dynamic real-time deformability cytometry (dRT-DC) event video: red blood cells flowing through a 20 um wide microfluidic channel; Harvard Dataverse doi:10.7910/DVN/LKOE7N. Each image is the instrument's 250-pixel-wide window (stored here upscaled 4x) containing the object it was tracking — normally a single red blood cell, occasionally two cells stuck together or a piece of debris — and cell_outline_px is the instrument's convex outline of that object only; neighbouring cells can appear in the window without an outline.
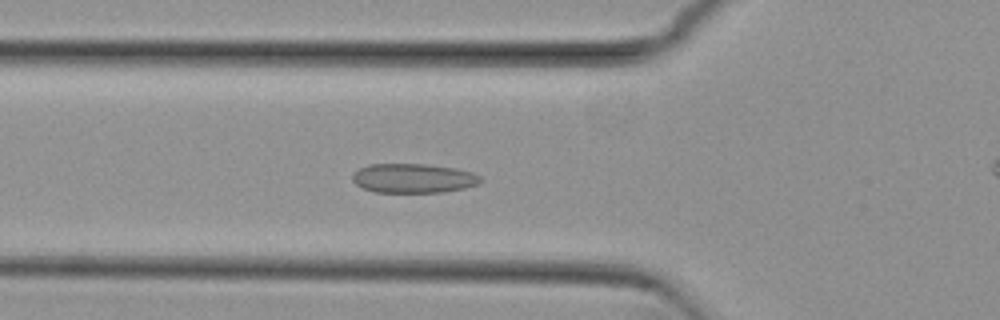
{"species": "common noctule bat (a hibernating species)", "species_latin": "Nyctalus noctula", "temperature_condition": "cold", "stored_images_in_passage": 52, "camera_frame_rate_fps": 3000, "um_per_image_px": 0.085, "animal": {"sex": "female", "body_mass_g": 29.2, "forearm_length_mm": 56.3}, "frame": {"image": 1, "passage_image": 16, "time_ms": 5.0, "image_size_px": [1000, 320], "cell_outline_px": [[484, 180], [480, 184], [464, 188], [444, 192], [376, 192], [364, 188], [356, 184], [352, 180], [352, 172], [368, 164], [428, 164], [456, 168], [472, 172], [480, 176]], "centroid_in_image_um": [35.16, 15.14], "position_along_channel_um": 90.6, "area_um2": 22.08}}
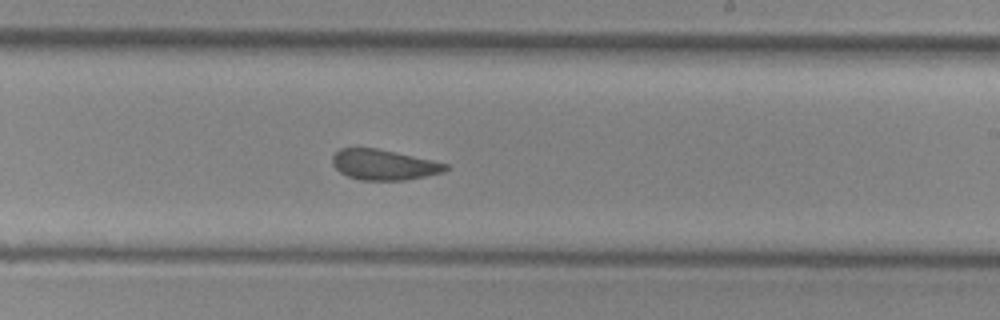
{"frame": {"image": 2, "passage_image": 29, "time_ms": 9.333, "image_size_px": [1000, 320], "cell_outline_px": [[448, 168], [444, 172], [404, 180], [360, 180], [348, 176], [340, 172], [332, 164], [332, 156], [340, 148], [376, 148], [432, 160], [448, 164]], "centroid_in_image_um": [32.6, 14.0], "position_along_channel_um": 256.4, "area_um2": 19.88}}
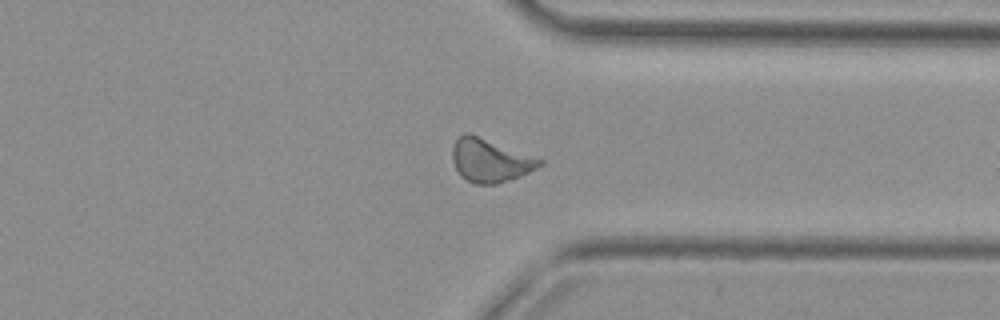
{"frame": {"image": 3, "passage_image": 38, "time_ms": 12.333, "image_size_px": [1000, 320], "cell_outline_px": [[544, 164], [520, 176], [496, 184], [476, 184], [460, 176], [452, 160], [452, 148], [456, 140], [464, 132], [468, 132], [544, 160]], "centroid_in_image_um": [41.64, 13.63], "position_along_channel_um": 369.8, "area_um2": 21.79}, "authors_computed_cell_mechanics": {"area_um2": 21.4727, "velocity_mm_per_s": 3.8198, "shape_relaxation_time_tau1_ms": null, "shape_relaxation_time_tau2_ms": 2.0422, "deformation_change_tau1": null, "deformation_change_tau2": 0.079}}